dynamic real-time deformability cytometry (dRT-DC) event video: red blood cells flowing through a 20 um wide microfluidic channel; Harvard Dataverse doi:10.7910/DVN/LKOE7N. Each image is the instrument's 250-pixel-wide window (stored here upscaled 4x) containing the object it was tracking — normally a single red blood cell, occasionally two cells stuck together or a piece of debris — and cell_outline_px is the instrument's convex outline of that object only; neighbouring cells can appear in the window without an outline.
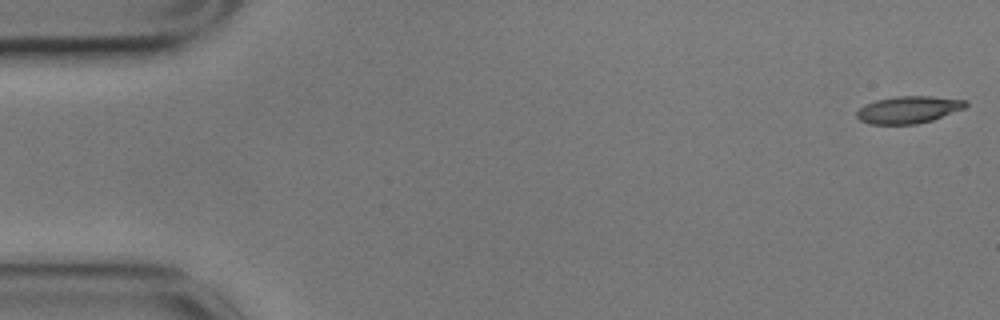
{"species": "common noctule bat (a hibernating species)", "species_latin": "Nyctalus noctula", "temperature_condition": "cold", "stored_images_in_passage": 57, "camera_frame_rate_fps": 3000, "um_per_image_px": 0.085, "animal": {"sex": "male", "body_mass_g": 17.9}, "frame": {"image": 1, "passage_image": 1, "time_ms": 0.0, "image_size_px": [1000, 320], "cell_outline_px": [[968, 104], [964, 108], [932, 120], [916, 124], [868, 124], [860, 120], [856, 116], [856, 112], [860, 108], [876, 100], [896, 96], [932, 96], [968, 100]], "centroid_in_image_um": [77.23, 9.32], "position_along_channel_um": 7.8, "area_um2": 17.17}}
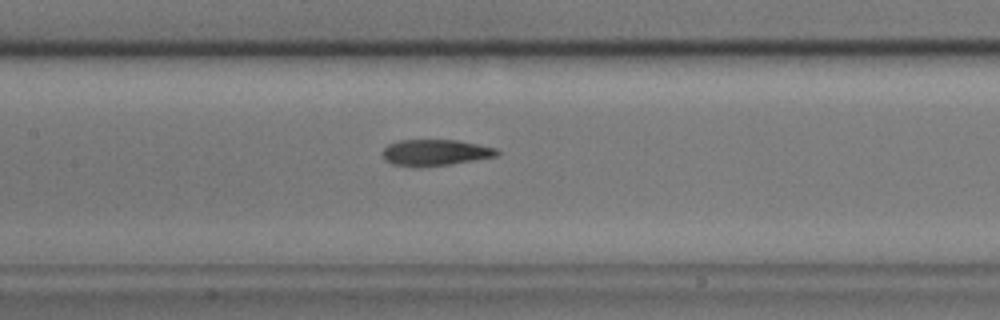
{"frame": {"image": 2, "passage_image": 26, "time_ms": 8.333, "image_size_px": [1000, 320], "cell_outline_px": [[500, 152], [496, 156], [448, 164], [420, 168], [416, 168], [392, 164], [384, 160], [380, 152], [388, 144], [400, 140], [456, 140], [496, 148]], "centroid_in_image_um": [36.91, 12.98], "position_along_channel_um": 170.5, "area_um2": 17.57}}
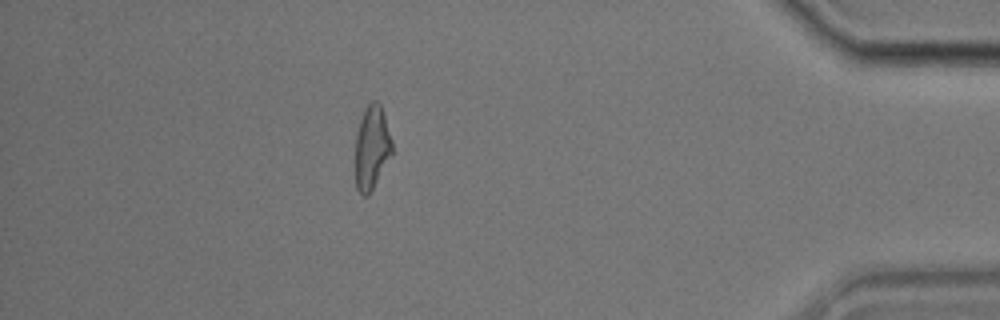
{"frame": {"image": 3, "passage_image": 50, "time_ms": 16.333, "image_size_px": [1000, 320], "cell_outline_px": [[392, 152], [368, 196], [364, 196], [356, 188], [356, 136], [360, 120], [364, 108], [372, 100], [376, 100], [380, 104], [392, 140]], "centroid_in_image_um": [31.59, 12.51], "position_along_channel_um": 403.6, "area_um2": 17.51}, "authors_computed_cell_mechanics": {"area_um2": 17.918, "velocity_mm_per_s": 3.5022, "shape_relaxation_time_tau1_ms": 8.3499, "shape_relaxation_time_tau2_ms": 4.8128, "deformation_change_tau1": 0.2441, "deformation_change_tau2": 0.1209}}